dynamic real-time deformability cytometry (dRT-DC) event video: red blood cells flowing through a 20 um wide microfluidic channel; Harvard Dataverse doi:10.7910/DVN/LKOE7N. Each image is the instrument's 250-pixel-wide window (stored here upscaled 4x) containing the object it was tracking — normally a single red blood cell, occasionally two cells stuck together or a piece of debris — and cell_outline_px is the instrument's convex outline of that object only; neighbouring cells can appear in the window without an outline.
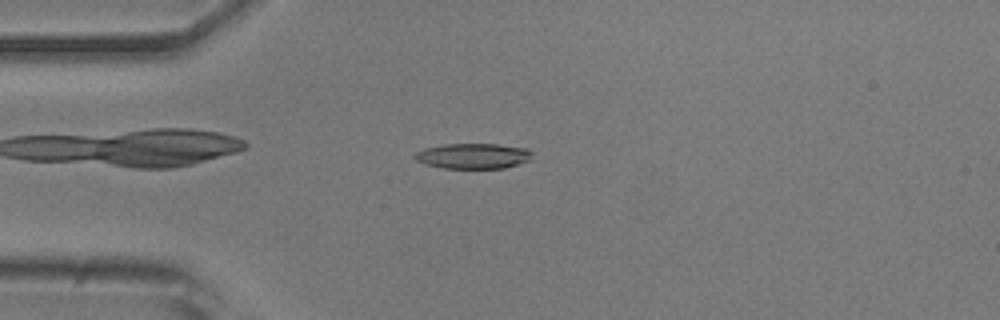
{"species": "common noctule bat (a hibernating species)", "species_latin": "Nyctalus noctula", "temperature_condition": "room temperature", "stored_images_in_passage": 51, "camera_frame_rate_fps": 3000, "um_per_image_px": 0.085, "animal": {"sex": "male", "body_mass_g": 20.5, "forearm_length_mm": 52.5}, "frame": {"image": 1, "passage_image": 12, "time_ms": 3.667, "image_size_px": [1000, 320], "cell_outline_px": [[532, 152], [528, 160], [504, 168], [444, 168], [424, 164], [416, 160], [412, 156], [416, 152], [424, 148], [444, 144], [496, 144], [528, 148]], "centroid_in_image_um": [40.17, 13.25], "position_along_channel_um": 44.8, "area_um2": 17.28}}
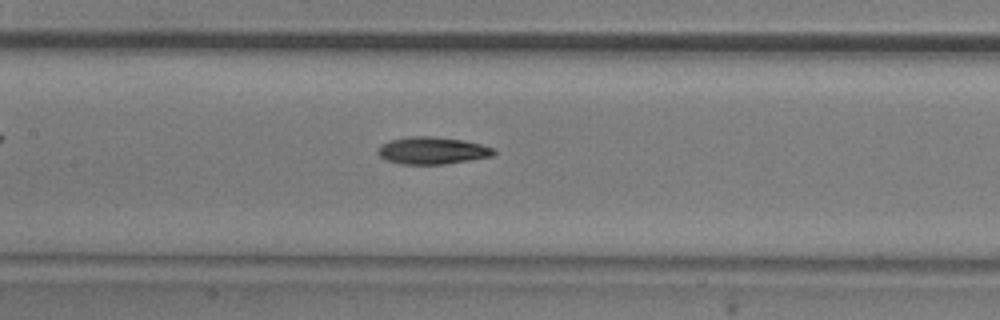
{"frame": {"image": 2, "passage_image": 23, "time_ms": 7.333, "image_size_px": [1000, 320], "cell_outline_px": [[496, 156], [444, 164], [400, 164], [384, 160], [376, 152], [380, 144], [392, 140], [408, 136], [432, 136], [464, 140], [480, 144], [492, 148], [496, 152]], "centroid_in_image_um": [36.73, 12.8], "position_along_channel_um": 170.7, "area_um2": 18.55}}
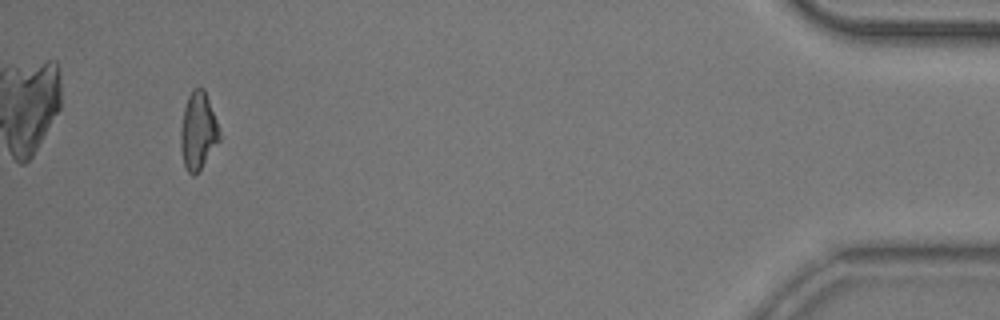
{"frame": {"image": 3, "passage_image": 48, "time_ms": 15.667, "image_size_px": [1000, 320], "cell_outline_px": [[220, 140], [200, 168], [192, 176], [188, 172], [184, 164], [180, 148], [180, 128], [184, 108], [188, 96], [196, 88], [204, 88], [216, 120], [220, 132]], "centroid_in_image_um": [16.82, 11.13], "position_along_channel_um": 418.4, "area_um2": 17.17}, "authors_computed_cell_mechanics": {"area_um2": 17.8602, "velocity_mm_per_s": 3.8605, "shape_relaxation_time_tau1_ms": 5.825, "shape_relaxation_time_tau2_ms": null, "deformation_change_tau1": 0.1657, "deformation_change_tau2": null}}